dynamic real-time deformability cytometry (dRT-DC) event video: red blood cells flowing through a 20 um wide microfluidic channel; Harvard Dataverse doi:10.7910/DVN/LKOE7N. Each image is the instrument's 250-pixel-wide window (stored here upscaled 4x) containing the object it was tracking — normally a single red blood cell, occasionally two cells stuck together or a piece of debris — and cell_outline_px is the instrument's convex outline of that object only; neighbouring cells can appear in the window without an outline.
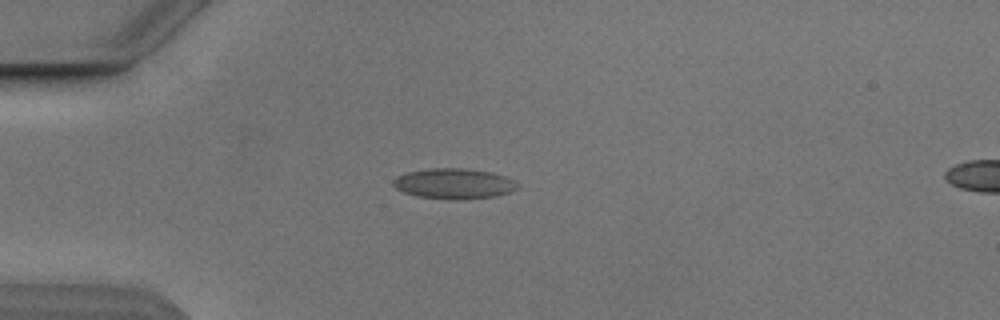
{"species": "Egyptian fruit bat (a non-hibernating species)", "species_latin": "Rousettus aegyptiacus", "temperature_condition": "cold", "stored_images_in_passage": 4, "camera_frame_rate_fps": 3000, "um_per_image_px": 0.085, "animal": {"sex": "male"}, "frame": {"image": 1, "passage_image": 1, "time_ms": 0.0, "image_size_px": [1000, 320], "cell_outline_px": [[520, 188], [512, 192], [496, 196], [460, 200], [448, 200], [416, 196], [404, 192], [396, 188], [392, 184], [392, 180], [396, 176], [408, 172], [432, 168], [464, 168], [492, 172], [516, 180], [520, 184]], "centroid_in_image_um": [38.64, 15.62], "position_along_channel_um": 46.4, "area_um2": 22.48}}
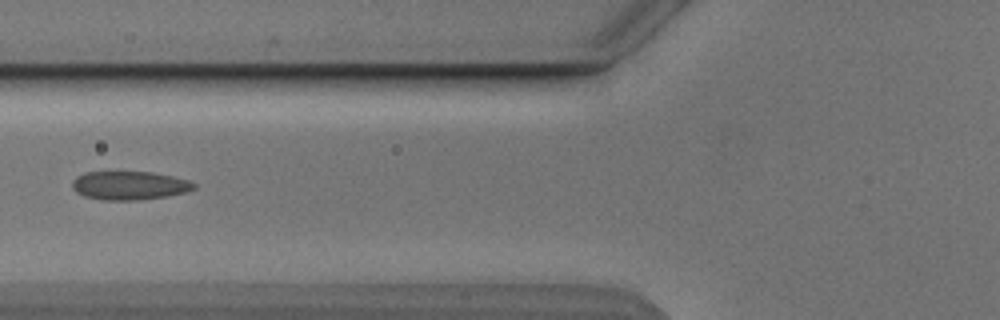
{"frame": {"image": 2, "passage_image": 3, "time_ms": 2.333, "image_size_px": [1000, 320], "cell_outline_px": [[196, 188], [184, 192], [168, 196], [140, 200], [104, 200], [84, 196], [76, 192], [72, 188], [72, 180], [76, 176], [84, 172], [152, 172], [172, 176], [188, 180], [196, 184]], "centroid_in_image_um": [10.98, 15.77], "position_along_channel_um": 114.8, "area_um2": 20.35}}